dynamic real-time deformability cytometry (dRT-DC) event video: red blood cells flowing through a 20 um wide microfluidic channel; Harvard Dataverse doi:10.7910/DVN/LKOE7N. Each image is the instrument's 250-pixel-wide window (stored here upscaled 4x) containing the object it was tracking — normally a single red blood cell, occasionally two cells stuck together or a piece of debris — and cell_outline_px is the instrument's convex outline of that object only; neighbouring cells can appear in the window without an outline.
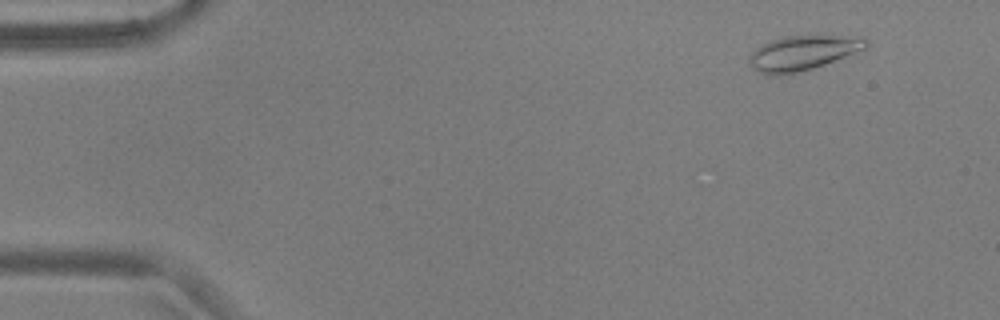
{"species": "common noctule bat (a hibernating species)", "species_latin": "Nyctalus noctula", "temperature_condition": "warm", "stored_images_in_passage": 55, "camera_frame_rate_fps": 3000, "um_per_image_px": 0.085, "animal": {"sex": "male", "body_mass_g": 17.9, "forearm_length_mm": 54.2}, "frame": {"image": 1, "passage_image": 5, "time_ms": 1.333, "image_size_px": [1000, 320], "cell_outline_px": [[868, 48], [824, 64], [812, 68], [796, 72], [772, 76], [760, 72], [752, 68], [748, 64], [748, 56], [756, 48], [772, 40], [784, 36], [864, 36], [868, 40]], "centroid_in_image_um": [68.24, 4.49], "position_along_channel_um": 16.8, "area_um2": 23.52}}
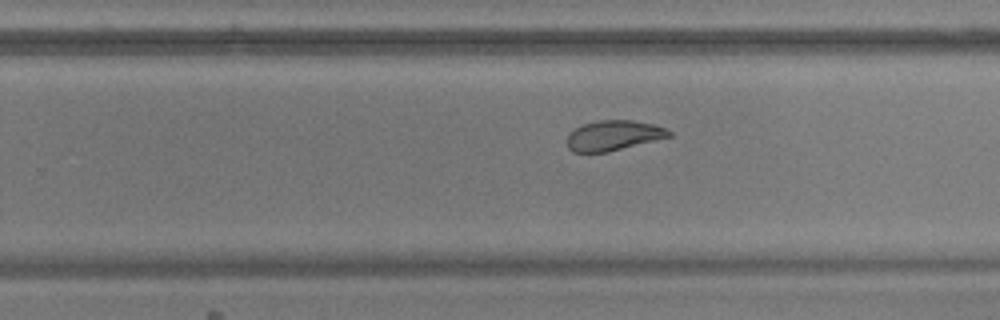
{"frame": {"image": 2, "passage_image": 35, "time_ms": 11.333, "image_size_px": [1000, 320], "cell_outline_px": [[672, 136], [608, 152], [572, 152], [568, 148], [568, 132], [584, 124], [600, 120], [632, 120], [652, 124], [664, 128], [672, 132]], "centroid_in_image_um": [52.14, 11.52], "position_along_channel_um": 277.7, "area_um2": 17.74}}
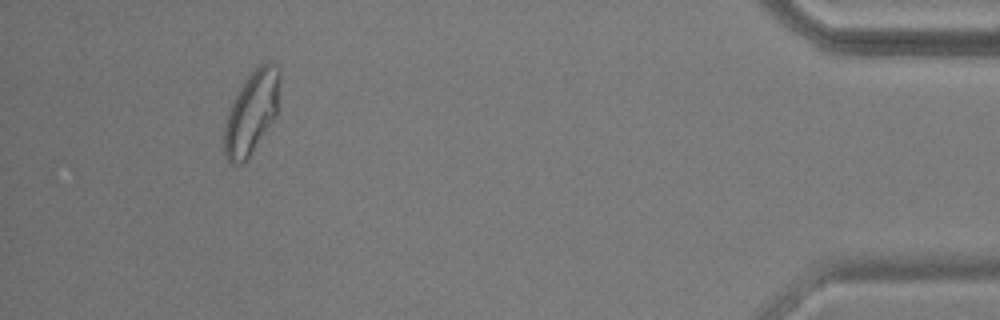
{"frame": {"image": 3, "passage_image": 51, "time_ms": 16.667, "image_size_px": [1000, 320], "cell_outline_px": [[280, 84], [276, 116], [248, 156], [240, 164], [228, 164], [224, 156], [224, 128], [228, 112], [232, 100], [244, 80], [260, 64], [268, 60], [280, 68]], "centroid_in_image_um": [21.38, 9.53], "position_along_channel_um": 413.8, "area_um2": 26.7}, "authors_computed_cell_mechanics": {"area_um2": 21.2704, "velocity_mm_per_s": 3.6783, "shape_relaxation_time_tau1_ms": 3.9972, "shape_relaxation_time_tau2_ms": 1.6678, "deformation_change_tau1": 0.1548, "deformation_change_tau2": 0.0821}}